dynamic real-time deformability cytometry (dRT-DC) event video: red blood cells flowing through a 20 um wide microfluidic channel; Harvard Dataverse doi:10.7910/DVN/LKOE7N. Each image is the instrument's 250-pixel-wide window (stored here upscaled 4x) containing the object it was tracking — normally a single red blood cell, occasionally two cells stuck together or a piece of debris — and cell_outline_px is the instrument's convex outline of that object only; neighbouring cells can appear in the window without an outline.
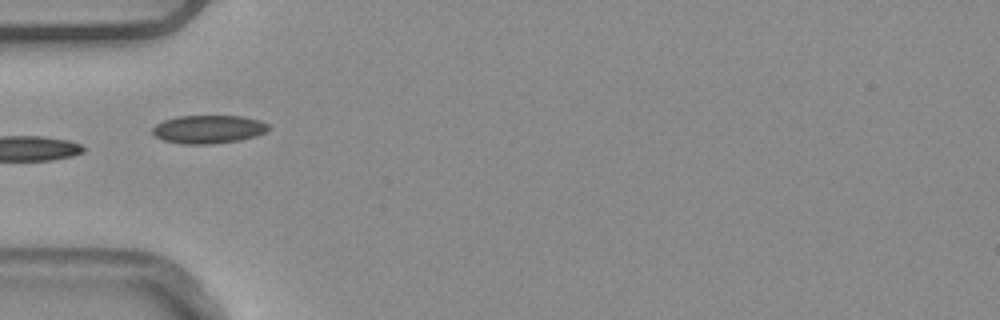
{"species": "common noctule bat (a hibernating species)", "species_latin": "Nyctalus noctula", "temperature_condition": "warm", "stored_images_in_passage": 8, "camera_frame_rate_fps": 3000, "um_per_image_px": 0.085, "animal": {"sex": "male", "body_mass_g": 20.4}, "frame": {"image": 1, "passage_image": 6, "time_ms": 1.667, "image_size_px": [1000, 320], "cell_outline_px": [[272, 128], [256, 136], [240, 140], [212, 144], [184, 144], [164, 140], [156, 136], [152, 132], [152, 128], [156, 124], [164, 120], [176, 116], [240, 116], [260, 120], [268, 124]], "centroid_in_image_um": [17.74, 10.98], "position_along_channel_um": 67.3, "area_um2": 19.13}}